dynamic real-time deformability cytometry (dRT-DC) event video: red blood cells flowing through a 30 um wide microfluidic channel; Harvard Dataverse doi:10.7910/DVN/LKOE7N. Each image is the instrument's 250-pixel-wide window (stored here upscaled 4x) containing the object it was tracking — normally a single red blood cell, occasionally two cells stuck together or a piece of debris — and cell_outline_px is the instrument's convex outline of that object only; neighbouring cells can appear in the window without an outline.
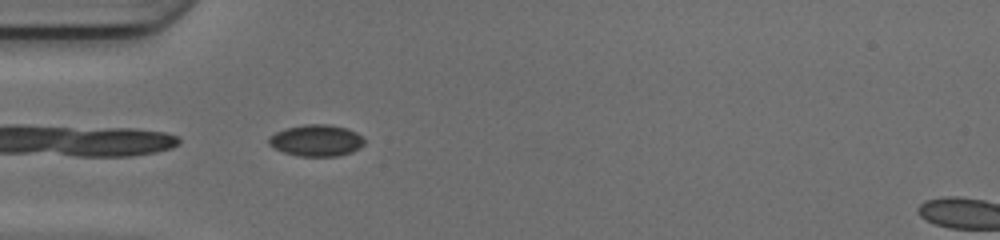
{"species": "common noctule bat (a hibernating species)", "species_latin": "Nyctalus noctula", "temperature_condition": "cold", "stored_images_in_passage": 19, "camera_frame_rate_fps": 3000, "um_per_image_px": 0.085, "animal": {"sex": "female", "body_mass_g": 17.0, "forearm_length_mm": 48.0}, "frame": {"image": 1, "passage_image": 1, "time_ms": 0.0, "image_size_px": [1000, 240], "cell_outline_px": [[364, 144], [360, 148], [352, 152], [336, 156], [296, 156], [284, 152], [268, 144], [268, 136], [284, 128], [304, 124], [328, 124], [348, 128], [356, 132], [364, 140]], "centroid_in_image_um": [26.88, 11.93], "position_along_channel_um": 58.1, "area_um2": 17.69}}
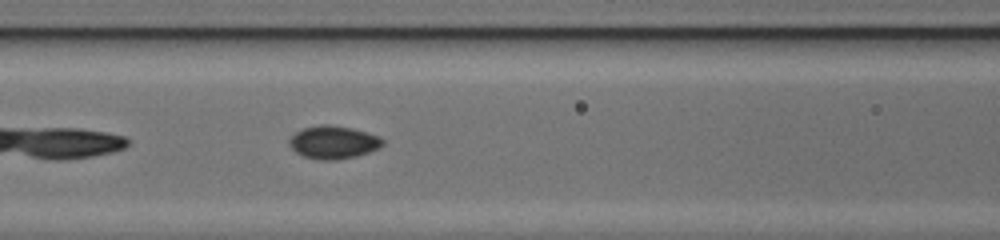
{"frame": {"image": 2, "passage_image": 7, "time_ms": 2.0, "image_size_px": [1000, 240], "cell_outline_px": [[384, 144], [380, 148], [356, 156], [336, 160], [320, 160], [304, 156], [296, 152], [288, 144], [288, 140], [296, 132], [304, 128], [324, 124], [352, 128], [380, 136], [384, 140]], "centroid_in_image_um": [28.36, 12.1], "position_along_channel_um": 138.2, "area_um2": 17.86}}
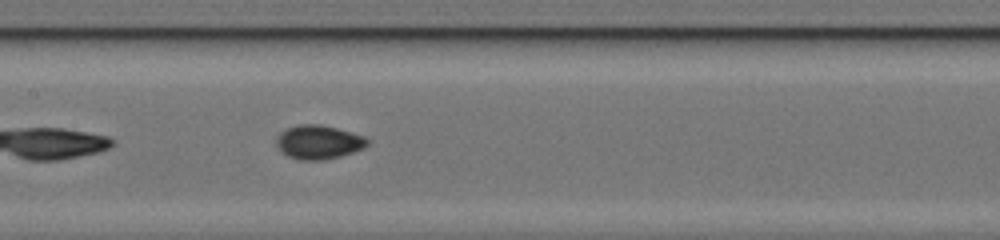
{"frame": {"image": 3, "passage_image": 10, "time_ms": 3.0, "image_size_px": [1000, 240], "cell_outline_px": [[372, 140], [364, 148], [340, 156], [324, 160], [300, 160], [288, 156], [280, 152], [276, 144], [276, 136], [280, 132], [288, 128], [300, 124], [320, 124], [336, 128], [364, 136]], "centroid_in_image_um": [27.07, 12.08], "position_along_channel_um": 180.3, "area_um2": 18.09}}